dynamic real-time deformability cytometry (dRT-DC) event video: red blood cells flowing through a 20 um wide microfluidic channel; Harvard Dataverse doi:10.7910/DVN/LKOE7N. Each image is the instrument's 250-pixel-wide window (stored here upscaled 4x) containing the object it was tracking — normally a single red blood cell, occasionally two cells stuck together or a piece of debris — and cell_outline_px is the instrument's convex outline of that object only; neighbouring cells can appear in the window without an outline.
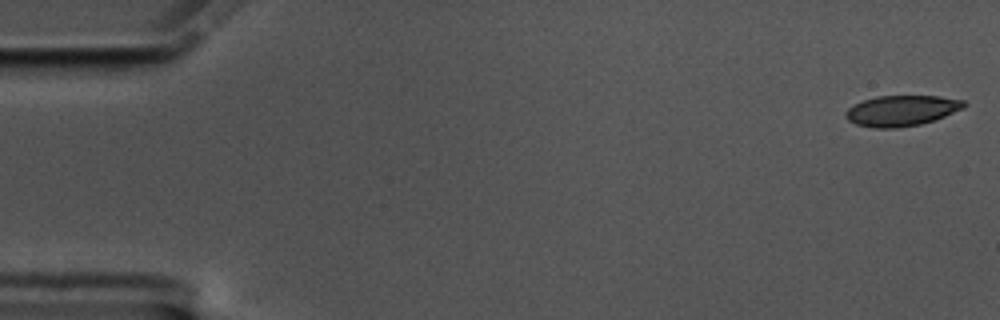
{"species": "common noctule bat (a hibernating species)", "species_latin": "Nyctalus noctula", "temperature_condition": "cold", "stored_images_in_passage": 17, "camera_frame_rate_fps": 3000, "um_per_image_px": 0.085, "animal": {"sex": "male", "body_mass_g": 17.5, "forearm_length_mm": 52.3}, "frame": {"image": 1, "passage_image": 1, "time_ms": 0.0, "image_size_px": [1000, 320], "cell_outline_px": [[968, 104], [964, 108], [936, 120], [920, 124], [896, 128], [872, 128], [856, 124], [848, 120], [844, 116], [844, 112], [852, 104], [876, 96], [940, 96], [964, 100]], "centroid_in_image_um": [76.63, 9.4], "position_along_channel_um": 8.4, "area_um2": 21.39}}
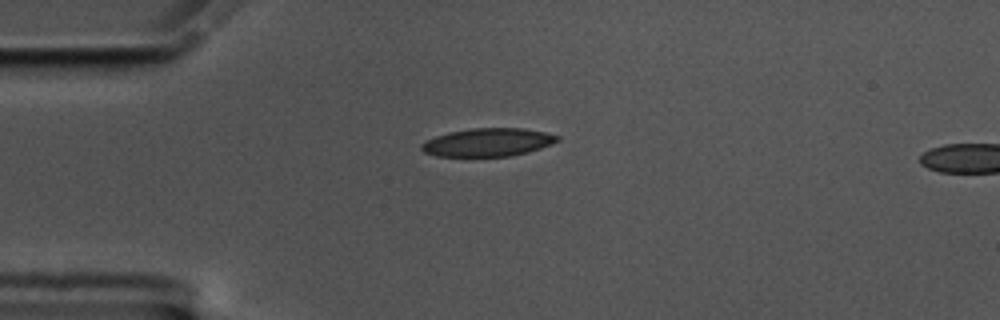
{"frame": {"image": 2, "passage_image": 14, "time_ms": 4.333, "image_size_px": [1000, 320], "cell_outline_px": [[560, 140], [552, 144], [528, 152], [512, 156], [436, 156], [424, 152], [420, 148], [420, 144], [436, 136], [448, 132], [472, 128], [524, 128], [544, 132], [560, 136]], "centroid_in_image_um": [41.48, 12.09], "position_along_channel_um": 43.5, "area_um2": 22.31}}